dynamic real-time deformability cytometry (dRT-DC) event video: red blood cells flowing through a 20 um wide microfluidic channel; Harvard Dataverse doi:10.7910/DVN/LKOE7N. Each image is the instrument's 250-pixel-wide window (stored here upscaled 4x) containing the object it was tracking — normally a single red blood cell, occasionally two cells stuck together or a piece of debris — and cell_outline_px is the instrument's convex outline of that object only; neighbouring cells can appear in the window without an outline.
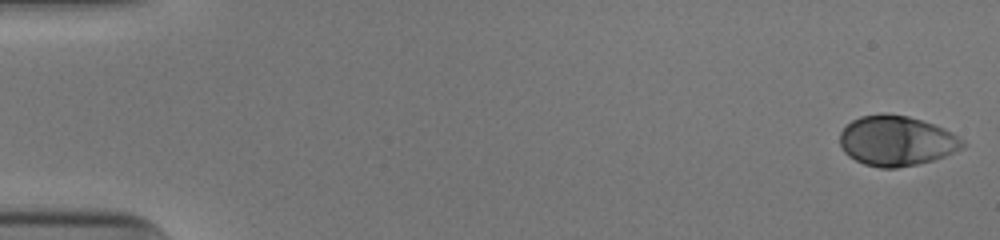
{"species": "human", "species_latin": "Homo sapiens", "temperature_condition": "cold", "stored_images_in_passage": 52, "camera_frame_rate_fps": 3000, "um_per_image_px": 0.085, "donor": {"sex": "male"}, "frame": {"image": 1, "passage_image": 1, "time_ms": 0.0, "image_size_px": [1000, 240], "cell_outline_px": [[964, 148], [944, 156], [932, 160], [916, 164], [896, 168], [880, 168], [864, 164], [848, 156], [844, 152], [840, 144], [840, 132], [852, 120], [860, 116], [908, 116], [944, 128], [964, 140]], "centroid_in_image_um": [76.2, 12.01], "position_along_channel_um": 8.8, "area_um2": 35.14}}
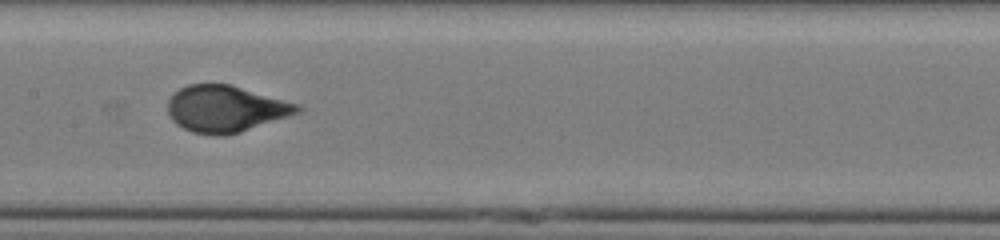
{"frame": {"image": 2, "passage_image": 27, "time_ms": 8.667, "image_size_px": [1000, 240], "cell_outline_px": [[304, 108], [300, 112], [240, 132], [224, 136], [216, 136], [192, 132], [176, 124], [172, 120], [168, 112], [168, 100], [180, 88], [188, 84], [232, 84], [300, 104]], "centroid_in_image_um": [19.2, 9.24], "position_along_channel_um": 188.2, "area_um2": 35.26}}
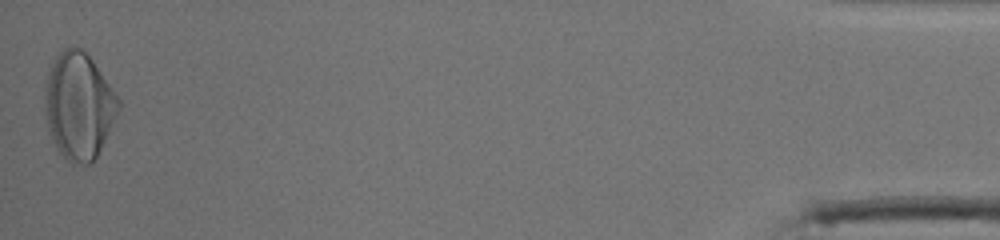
{"frame": {"image": 3, "passage_image": 52, "time_ms": 17.0, "image_size_px": [1000, 240], "cell_outline_px": [[120, 108], [96, 156], [88, 164], [72, 164], [56, 148], [48, 128], [44, 104], [44, 92], [48, 68], [56, 56], [64, 48], [72, 44], [80, 48], [92, 60], [120, 100]], "centroid_in_image_um": [6.66, 8.96], "position_along_channel_um": 428.5, "area_um2": 45.37}, "authors_computed_cell_mechanics": {"area_um2": 35.3736, "velocity_mm_per_s": 3.9194, "shape_relaxation_time_tau1_ms": 3.3506, "shape_relaxation_time_tau2_ms": null, "deformation_change_tau1": 0.1754, "deformation_change_tau2": null}}